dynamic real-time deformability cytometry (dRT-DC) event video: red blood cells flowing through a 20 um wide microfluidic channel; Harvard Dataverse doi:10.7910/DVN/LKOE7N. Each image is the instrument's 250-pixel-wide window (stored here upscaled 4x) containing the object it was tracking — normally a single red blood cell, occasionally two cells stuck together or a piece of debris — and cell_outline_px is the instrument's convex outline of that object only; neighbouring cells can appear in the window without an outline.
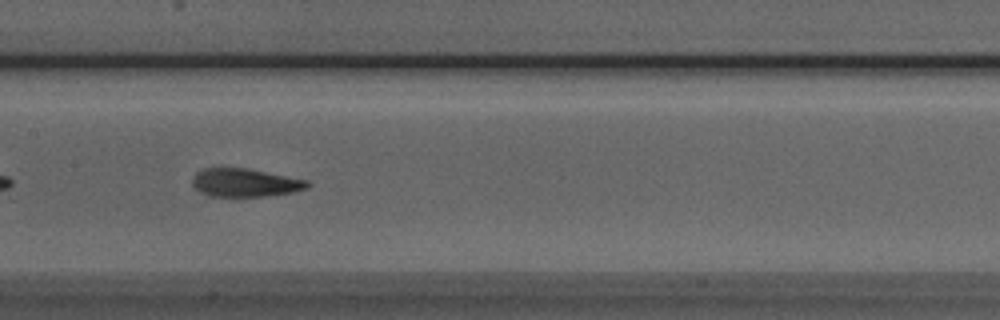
{"species": "Egyptian fruit bat (a non-hibernating species)", "species_latin": "Rousettus aegyptiacus", "temperature_condition": "room temperature", "stored_images_in_passage": 38, "camera_frame_rate_fps": 3000, "um_per_image_px": 0.085, "animal": {"sex": "male"}, "frame": {"image": 1, "passage_image": 12, "time_ms": 3.667, "image_size_px": [1000, 320], "cell_outline_px": [[312, 184], [308, 188], [292, 192], [264, 196], [212, 196], [200, 192], [192, 184], [192, 176], [196, 172], [204, 168], [220, 164], [248, 168], [308, 180]], "centroid_in_image_um": [20.78, 15.47], "position_along_channel_um": 186.6, "area_um2": 19.59}}
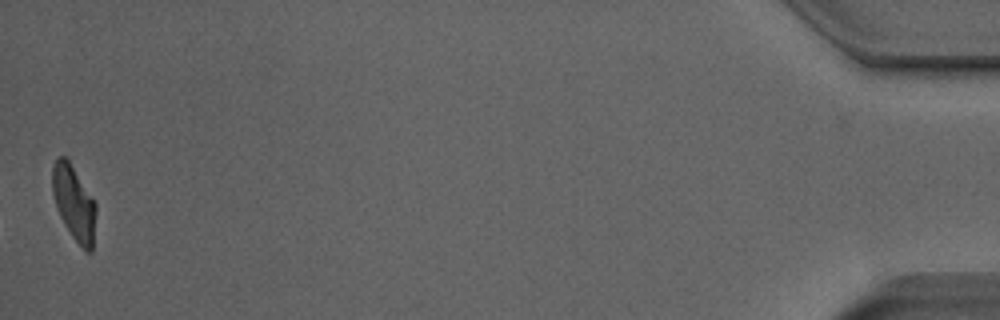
{"frame": {"image": 2, "passage_image": 38, "time_ms": 12.333, "image_size_px": [1000, 320], "cell_outline_px": [[96, 212], [92, 252], [88, 252], [72, 236], [64, 224], [60, 216], [52, 192], [52, 168], [56, 160], [60, 156], [64, 156], [68, 160], [96, 204]], "centroid_in_image_um": [6.28, 17.26], "position_along_channel_um": 428.9, "area_um2": 18.44}, "authors_computed_cell_mechanics": {"area_um2": 19.7387, "velocity_mm_per_s": 3.9736, "shape_relaxation_time_tau1_ms": 4.9935, "shape_relaxation_time_tau2_ms": 1.2266, "deformation_change_tau1": 0.2009, "deformation_change_tau2": 0.08}}